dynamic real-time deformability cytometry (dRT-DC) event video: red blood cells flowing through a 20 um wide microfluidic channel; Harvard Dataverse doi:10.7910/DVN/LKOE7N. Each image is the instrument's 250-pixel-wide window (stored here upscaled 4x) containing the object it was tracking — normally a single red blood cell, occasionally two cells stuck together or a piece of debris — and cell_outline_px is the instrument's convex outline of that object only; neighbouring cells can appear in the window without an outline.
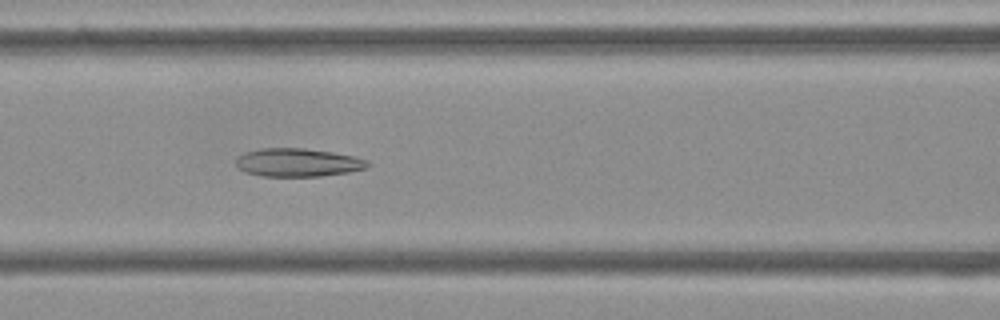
{"species": "Egyptian fruit bat (a non-hibernating species)", "species_latin": "Rousettus aegyptiacus", "temperature_condition": "cold", "stored_images_in_passage": 40, "camera_frame_rate_fps": 3000, "um_per_image_px": 0.085, "frame": {"image": 1, "passage_image": 9, "time_ms": 2.667, "image_size_px": [1000, 320], "cell_outline_px": [[368, 168], [348, 172], [320, 176], [264, 176], [244, 172], [236, 164], [236, 156], [244, 152], [260, 148], [304, 148], [332, 152], [356, 156], [368, 160]], "centroid_in_image_um": [25.31, 13.8], "position_along_channel_um": 141.3, "area_um2": 21.79}}
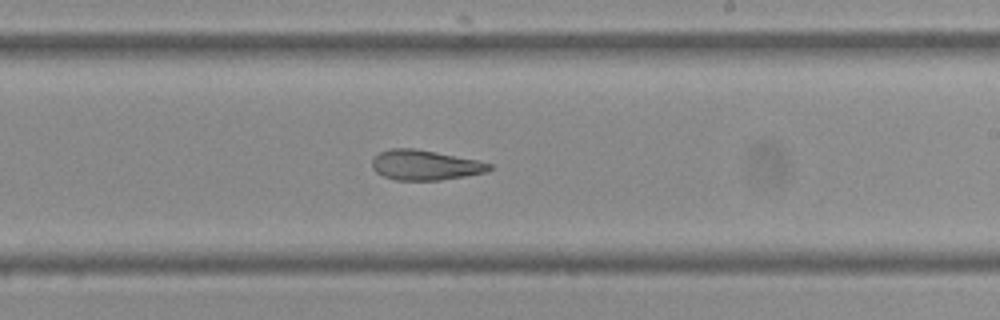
{"frame": {"image": 2, "passage_image": 18, "time_ms": 5.667, "image_size_px": [1000, 320], "cell_outline_px": [[492, 168], [488, 172], [440, 180], [396, 180], [384, 176], [376, 172], [372, 168], [372, 156], [380, 152], [392, 148], [416, 148], [480, 160], [492, 164]], "centroid_in_image_um": [36.14, 14.02], "position_along_channel_um": 252.9, "area_um2": 20.75}}
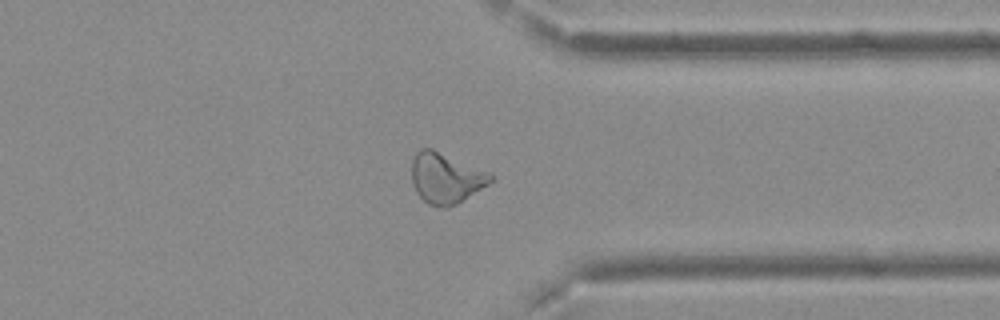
{"frame": {"image": 3, "passage_image": 28, "time_ms": 9.0, "image_size_px": [1000, 320], "cell_outline_px": [[496, 176], [488, 184], [456, 204], [448, 208], [444, 208], [428, 204], [416, 192], [412, 184], [412, 160], [416, 152], [420, 148], [432, 148], [488, 172]], "centroid_in_image_um": [37.87, 15.13], "position_along_channel_um": 373.5, "area_um2": 23.12}, "authors_computed_cell_mechanics": {"area_um2": 22.253, "velocity_mm_per_s": 3.7202, "shape_relaxation_time_tau1_ms": null, "shape_relaxation_time_tau2_ms": 4.348, "deformation_change_tau1": null, "deformation_change_tau2": 0.133}}